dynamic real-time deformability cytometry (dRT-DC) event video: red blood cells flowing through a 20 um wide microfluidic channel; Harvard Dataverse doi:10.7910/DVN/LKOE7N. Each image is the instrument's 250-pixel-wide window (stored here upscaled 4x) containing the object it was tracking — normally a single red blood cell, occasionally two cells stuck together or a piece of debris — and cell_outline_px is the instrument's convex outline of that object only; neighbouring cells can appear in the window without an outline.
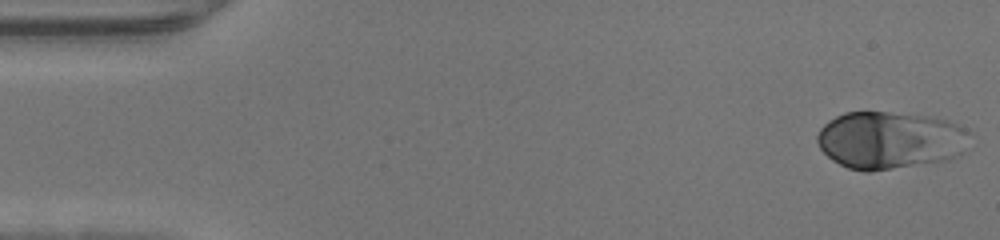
{"species": "human", "species_latin": "Homo sapiens", "temperature_condition": "warm", "stored_images_in_passage": 46, "camera_frame_rate_fps": 3000, "um_per_image_px": 0.085, "donor": {"sex": "male"}, "frame": {"image": 1, "passage_image": 1, "time_ms": 0.0, "image_size_px": [1000, 240], "cell_outline_px": [[968, 132], [960, 156], [948, 160], [868, 172], [864, 172], [848, 168], [832, 160], [820, 148], [816, 140], [816, 136], [820, 128], [828, 120], [844, 112], [888, 112], [936, 116], [948, 120], [964, 128]], "centroid_in_image_um": [75.61, 11.9], "position_along_channel_um": 9.4, "area_um2": 51.21}}
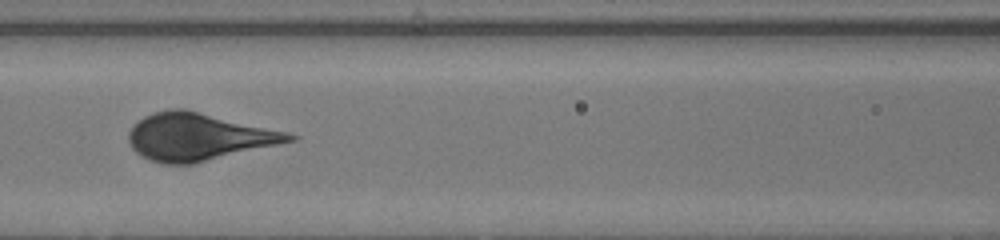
{"frame": {"image": 2, "passage_image": 20, "time_ms": 6.333, "image_size_px": [1000, 240], "cell_outline_px": [[300, 136], [296, 140], [196, 164], [164, 164], [148, 160], [136, 152], [132, 148], [128, 140], [128, 132], [144, 116], [152, 112], [172, 108], [184, 108], [288, 132]], "centroid_in_image_um": [16.87, 11.64], "position_along_channel_um": 149.7, "area_um2": 44.51}}
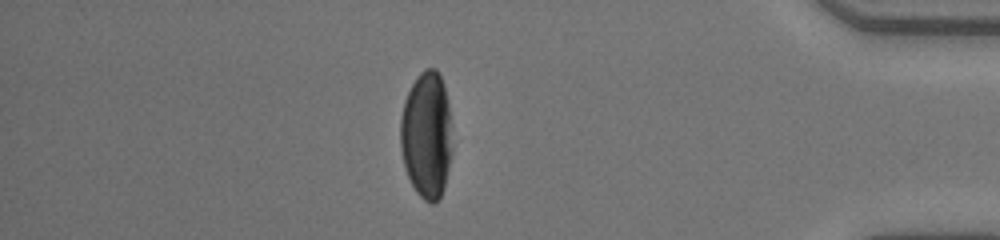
{"frame": {"image": 3, "passage_image": 40, "time_ms": 13.0, "image_size_px": [1000, 240], "cell_outline_px": [[448, 168], [444, 188], [440, 196], [432, 204], [424, 200], [416, 192], [408, 176], [404, 164], [400, 148], [400, 120], [404, 100], [412, 84], [420, 72], [424, 68], [436, 68], [440, 76], [444, 88], [448, 104]], "centroid_in_image_um": [36.19, 11.46], "position_along_channel_um": 399.0, "area_um2": 37.17}}